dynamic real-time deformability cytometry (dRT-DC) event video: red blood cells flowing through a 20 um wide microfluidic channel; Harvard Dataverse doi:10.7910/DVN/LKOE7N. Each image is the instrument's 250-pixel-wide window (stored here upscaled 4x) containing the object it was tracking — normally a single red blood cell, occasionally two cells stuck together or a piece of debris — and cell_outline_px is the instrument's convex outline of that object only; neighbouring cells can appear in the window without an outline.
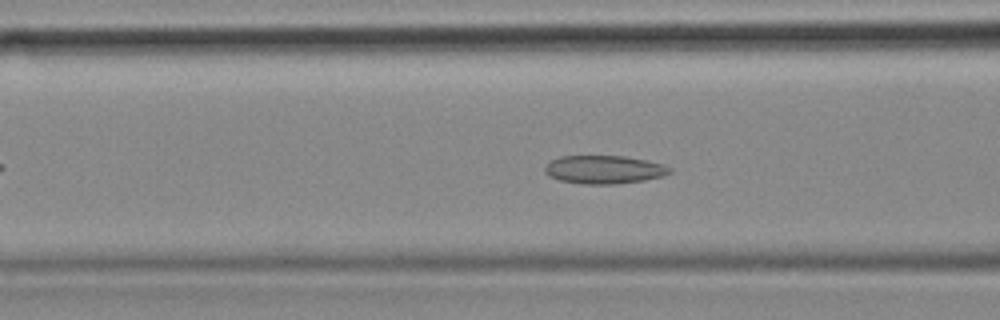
{"species": "common noctule bat (a hibernating species)", "species_latin": "Nyctalus noctula", "temperature_condition": "cold", "stored_images_in_passage": 51, "camera_frame_rate_fps": 3000, "um_per_image_px": 0.085, "animal": {"sex": "female", "body_mass_g": 18.4}, "frame": {"image": 1, "passage_image": 17, "time_ms": 5.333, "image_size_px": [1000, 320], "cell_outline_px": [[672, 172], [664, 176], [644, 180], [616, 184], [584, 184], [560, 180], [548, 176], [544, 172], [544, 168], [552, 160], [560, 156], [624, 156], [648, 160], [664, 164], [672, 168]], "centroid_in_image_um": [51.38, 14.41], "position_along_channel_um": 115.2, "area_um2": 20.69}}
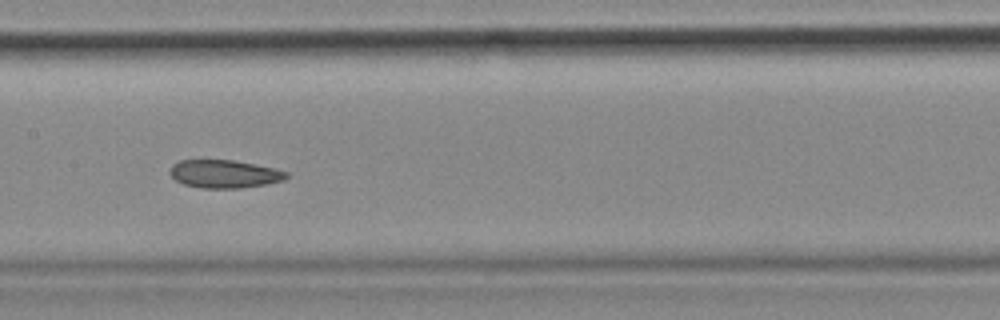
{"frame": {"image": 2, "passage_image": 23, "time_ms": 7.333, "image_size_px": [1000, 320], "cell_outline_px": [[288, 176], [284, 180], [268, 184], [240, 188], [204, 188], [184, 184], [176, 180], [168, 172], [172, 164], [180, 160], [236, 160], [276, 168], [288, 172]], "centroid_in_image_um": [19.1, 14.77], "position_along_channel_um": 188.3, "area_um2": 19.19}}
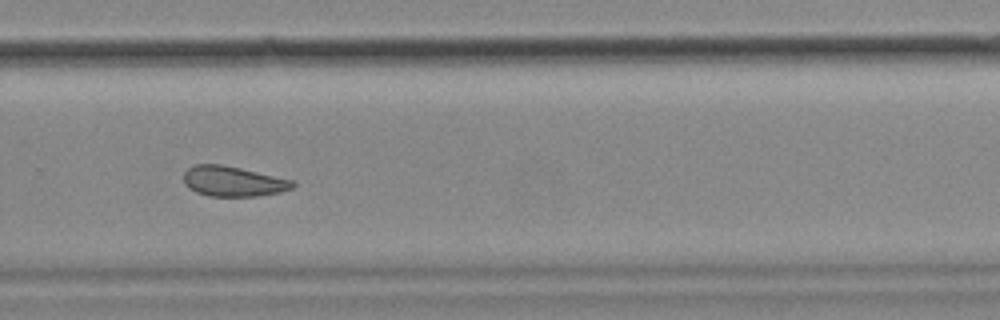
{"frame": {"image": 3, "passage_image": 33, "time_ms": 10.667, "image_size_px": [1000, 320], "cell_outline_px": [[296, 184], [292, 188], [280, 192], [256, 196], [208, 196], [196, 192], [188, 188], [184, 184], [184, 172], [192, 164], [220, 164], [240, 168], [296, 180]], "centroid_in_image_um": [19.81, 15.41], "position_along_channel_um": 310.0, "area_um2": 19.36}, "authors_computed_cell_mechanics": {"area_um2": 20.6346, "velocity_mm_per_s": 3.6596, "shape_relaxation_time_tau1_ms": null, "shape_relaxation_time_tau2_ms": 5.9631, "deformation_change_tau1": null, "deformation_change_tau2": 0.1088}}